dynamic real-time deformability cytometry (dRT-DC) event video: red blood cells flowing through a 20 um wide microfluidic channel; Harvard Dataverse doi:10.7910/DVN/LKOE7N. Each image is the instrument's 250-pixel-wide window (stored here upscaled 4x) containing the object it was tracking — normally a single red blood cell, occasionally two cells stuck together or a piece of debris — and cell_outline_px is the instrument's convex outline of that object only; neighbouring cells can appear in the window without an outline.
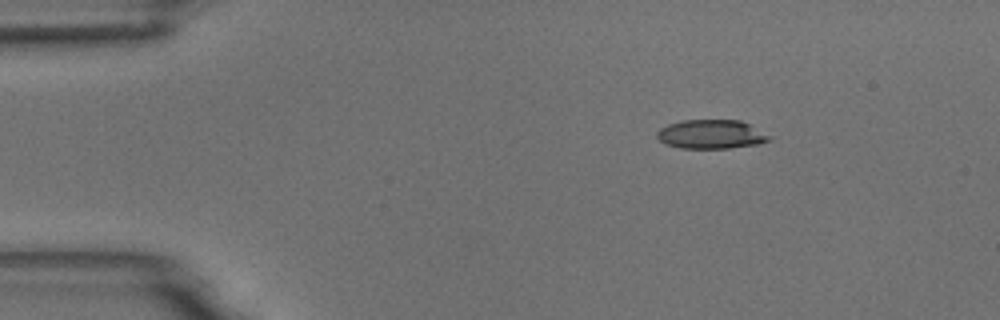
{"species": "common noctule bat (a hibernating species)", "species_latin": "Nyctalus noctula", "temperature_condition": "room temperature", "stored_images_in_passage": 5, "camera_frame_rate_fps": 3000, "um_per_image_px": 0.085, "animal": {"sex": "male", "body_mass_g": 18.8}, "frame": {"image": 1, "passage_image": 5, "time_ms": 5.667, "image_size_px": [1000, 320], "cell_outline_px": [[772, 140], [760, 144], [728, 148], [680, 148], [664, 144], [656, 136], [656, 132], [660, 128], [668, 124], [684, 120], [740, 120], [772, 136]], "centroid_in_image_um": [60.46, 11.42], "position_along_channel_um": 24.5, "area_um2": 19.07}}